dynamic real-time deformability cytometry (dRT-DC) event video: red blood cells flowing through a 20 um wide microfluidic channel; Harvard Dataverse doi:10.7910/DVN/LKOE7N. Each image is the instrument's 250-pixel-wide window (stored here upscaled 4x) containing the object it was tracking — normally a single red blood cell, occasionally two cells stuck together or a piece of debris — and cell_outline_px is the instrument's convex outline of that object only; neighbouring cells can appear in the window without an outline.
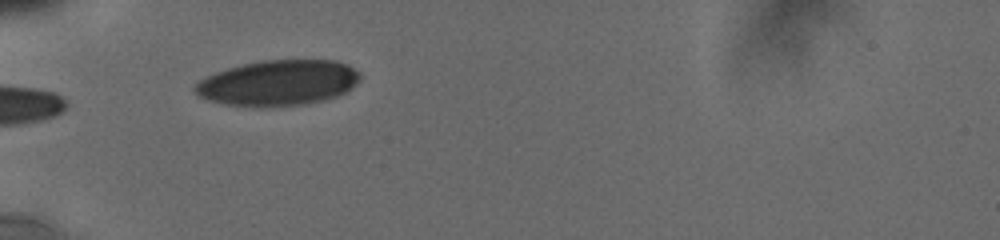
{"species": "human", "species_latin": "Homo sapiens", "temperature_condition": "cold", "stored_images_in_passage": 4, "camera_frame_rate_fps": 3000, "um_per_image_px": 0.085, "donor": {"sex": "male"}, "frame": {"image": 1, "passage_image": 1, "time_ms": 0.0, "image_size_px": [1000, 240], "cell_outline_px": [[360, 76], [356, 84], [352, 88], [336, 96], [324, 100], [304, 104], [228, 104], [212, 100], [200, 96], [192, 88], [200, 80], [216, 72], [228, 68], [260, 60], [336, 60], [360, 72]], "centroid_in_image_um": [23.69, 7.0], "position_along_channel_um": 61.3, "area_um2": 42.48}}